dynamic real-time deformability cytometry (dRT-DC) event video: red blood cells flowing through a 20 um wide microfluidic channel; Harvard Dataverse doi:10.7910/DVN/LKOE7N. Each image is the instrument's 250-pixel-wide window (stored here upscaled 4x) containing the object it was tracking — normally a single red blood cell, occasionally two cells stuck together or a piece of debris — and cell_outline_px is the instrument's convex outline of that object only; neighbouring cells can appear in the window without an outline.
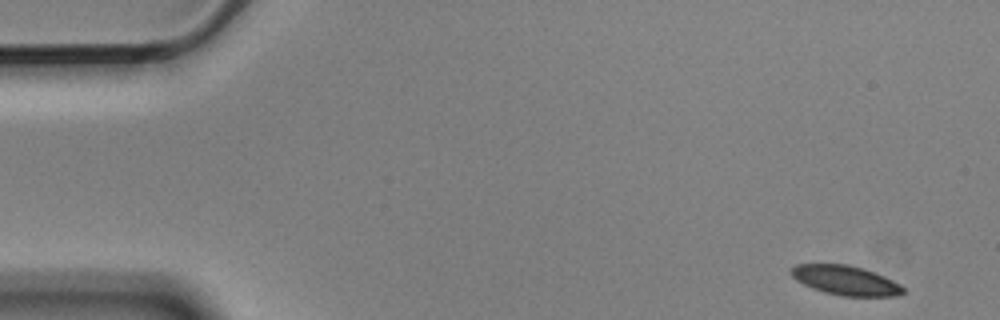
{"species": "Egyptian fruit bat (a non-hibernating species)", "species_latin": "Rousettus aegyptiacus", "temperature_condition": "cold", "stored_images_in_passage": 4, "camera_frame_rate_fps": 3000, "um_per_image_px": 0.085, "animal": {"sex": "male"}, "frame": {"image": 1, "passage_image": 1, "time_ms": 0.0, "image_size_px": [1000, 320], "cell_outline_px": [[904, 292], [892, 296], [840, 296], [824, 292], [812, 288], [796, 280], [788, 272], [796, 264], [848, 264], [864, 268], [884, 276], [900, 284], [904, 288]], "centroid_in_image_um": [71.84, 23.82], "position_along_channel_um": 13.2, "area_um2": 19.25}}
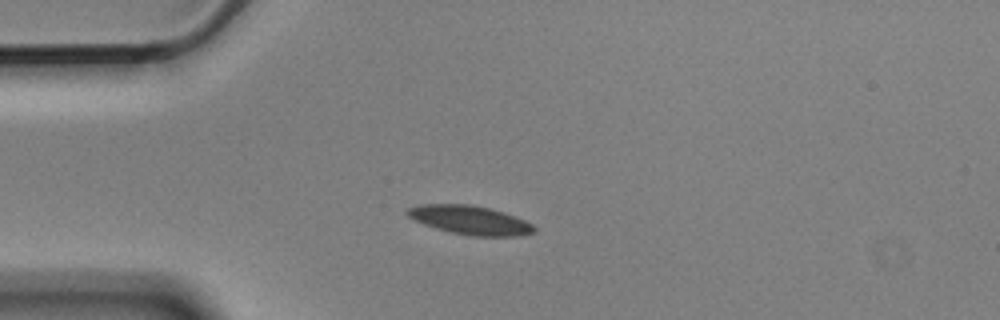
{"frame": {"image": 2, "passage_image": 4, "time_ms": 1.0, "image_size_px": [1000, 320], "cell_outline_px": [[536, 232], [520, 236], [472, 236], [452, 232], [436, 228], [424, 224], [408, 216], [404, 212], [408, 208], [416, 204], [468, 204], [488, 208], [504, 212], [524, 220], [532, 224], [536, 228]], "centroid_in_image_um": [39.96, 18.7], "position_along_channel_um": 45.0, "area_um2": 21.27}}